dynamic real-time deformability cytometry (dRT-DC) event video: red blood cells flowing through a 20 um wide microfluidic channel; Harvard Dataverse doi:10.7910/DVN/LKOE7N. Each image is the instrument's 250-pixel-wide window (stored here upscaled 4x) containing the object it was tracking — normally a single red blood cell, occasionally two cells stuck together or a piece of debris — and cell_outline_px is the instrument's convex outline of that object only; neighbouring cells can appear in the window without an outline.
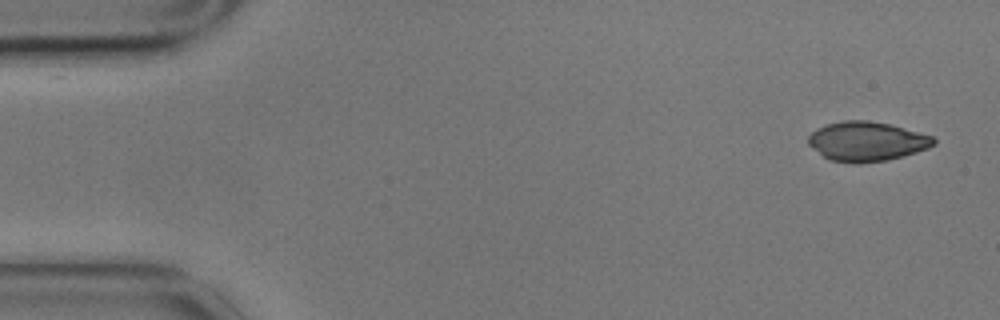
{"species": "common noctule bat (a hibernating species)", "species_latin": "Nyctalus noctula", "temperature_condition": "cold", "stored_images_in_passage": 5, "camera_frame_rate_fps": 3000, "um_per_image_px": 0.085, "animal": {"sex": "male", "body_mass_g": 17.9}, "frame": {"image": 1, "passage_image": 1, "time_ms": 0.0, "image_size_px": [1000, 320], "cell_outline_px": [[936, 144], [928, 148], [916, 152], [888, 160], [860, 164], [856, 164], [828, 160], [808, 144], [808, 136], [816, 128], [828, 124], [844, 120], [868, 120], [888, 124], [932, 136], [936, 140]], "centroid_in_image_um": [73.65, 12.03], "position_along_channel_um": 11.4, "area_um2": 28.84}}